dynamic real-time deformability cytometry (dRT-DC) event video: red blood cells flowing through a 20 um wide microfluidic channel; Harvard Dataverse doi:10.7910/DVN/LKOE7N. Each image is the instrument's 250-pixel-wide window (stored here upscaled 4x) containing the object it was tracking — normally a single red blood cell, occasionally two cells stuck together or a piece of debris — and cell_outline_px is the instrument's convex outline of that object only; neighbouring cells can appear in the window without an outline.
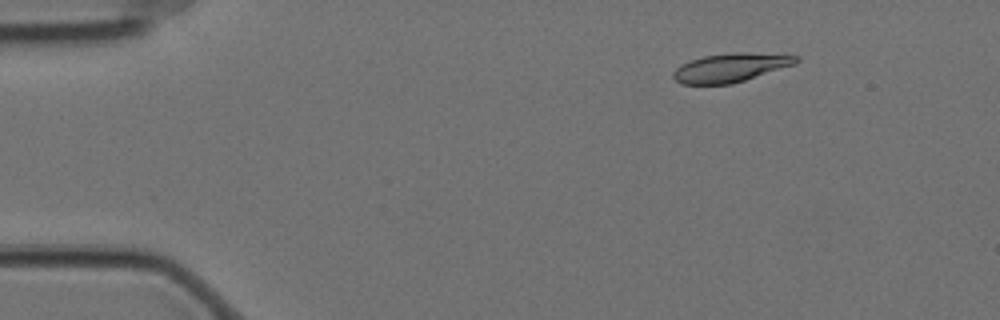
{"species": "Egyptian fruit bat (a non-hibernating species)", "species_latin": "Rousettus aegyptiacus", "temperature_condition": "cold", "stored_images_in_passage": 5, "camera_frame_rate_fps": 3000, "um_per_image_px": 0.085, "animal": {"sex": "female"}, "frame": {"image": 1, "passage_image": 3, "time_ms": 0.667, "image_size_px": [1000, 320], "cell_outline_px": [[800, 60], [796, 64], [732, 84], [680, 84], [672, 76], [672, 72], [680, 64], [704, 56], [732, 52], [744, 52], [800, 56]], "centroid_in_image_um": [62.1, 5.75], "position_along_channel_um": 22.9, "area_um2": 20.58}}
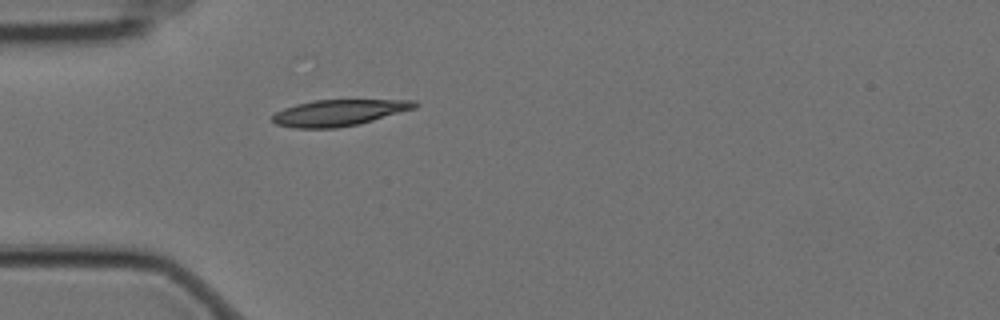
{"frame": {"image": 2, "passage_image": 5, "time_ms": 1.333, "image_size_px": [1000, 320], "cell_outline_px": [[420, 104], [416, 108], [360, 124], [336, 128], [296, 128], [276, 124], [272, 120], [272, 116], [276, 112], [284, 108], [296, 104], [316, 100], [416, 100]], "centroid_in_image_um": [28.84, 9.58], "position_along_channel_um": 56.2, "area_um2": 21.79}}